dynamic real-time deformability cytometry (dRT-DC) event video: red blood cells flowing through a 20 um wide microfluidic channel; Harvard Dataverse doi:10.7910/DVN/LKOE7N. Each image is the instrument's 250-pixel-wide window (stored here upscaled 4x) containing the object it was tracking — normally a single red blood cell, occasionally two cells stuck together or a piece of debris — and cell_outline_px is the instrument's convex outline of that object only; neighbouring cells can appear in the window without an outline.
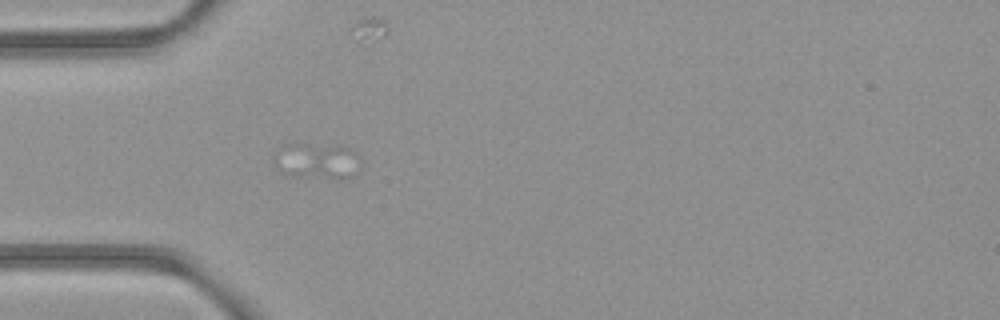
{"species": "common noctule bat (a hibernating species)", "species_latin": "Nyctalus noctula", "temperature_condition": "room temperature", "stored_images_in_passage": 17, "camera_frame_rate_fps": 3000, "um_per_image_px": 0.085, "animal": {"sex": "female", "body_mass_g": 21.9}, "frame": {"image": 1, "passage_image": 1, "time_ms": 0.0, "image_size_px": [1000, 320], "cell_outline_px": [[360, 156], [356, 172], [352, 176], [336, 180], [280, 172], [276, 168], [272, 156], [276, 152], [304, 148], [336, 144], [348, 148], [356, 152]], "centroid_in_image_um": [27.08, 13.76], "position_along_channel_um": 57.9, "area_um2": 16.82}}